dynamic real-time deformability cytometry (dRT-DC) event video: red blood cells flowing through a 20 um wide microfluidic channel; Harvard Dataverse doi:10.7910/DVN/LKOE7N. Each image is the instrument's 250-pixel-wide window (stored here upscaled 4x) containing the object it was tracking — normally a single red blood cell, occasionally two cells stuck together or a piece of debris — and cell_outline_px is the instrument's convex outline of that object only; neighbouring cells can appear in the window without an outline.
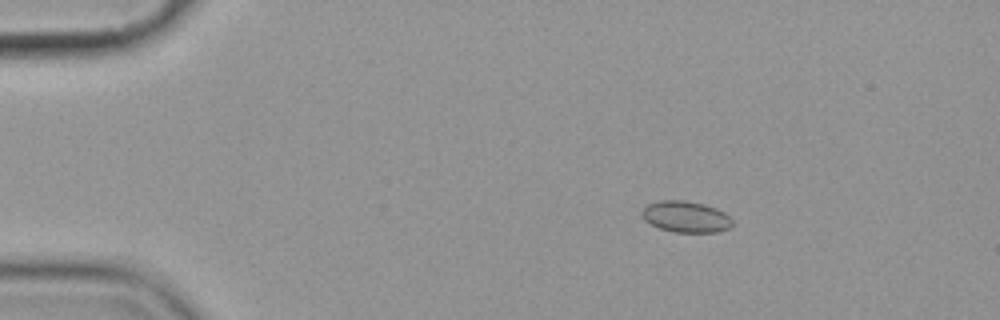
{"species": "common noctule bat (a hibernating species)", "species_latin": "Nyctalus noctula", "temperature_condition": "cold", "stored_images_in_passage": 4, "camera_frame_rate_fps": 3000, "um_per_image_px": 0.085, "animal": {"sex": "female", "body_mass_g": 19.9}, "frame": {"image": 1, "passage_image": 2, "time_ms": 1.0, "image_size_px": [1000, 320], "cell_outline_px": [[732, 224], [728, 228], [720, 232], [676, 232], [660, 228], [644, 220], [640, 212], [648, 204], [660, 200], [684, 200], [704, 204], [716, 208], [724, 212], [732, 220]], "centroid_in_image_um": [58.29, 18.42], "position_along_channel_um": 26.7, "area_um2": 16.42}}
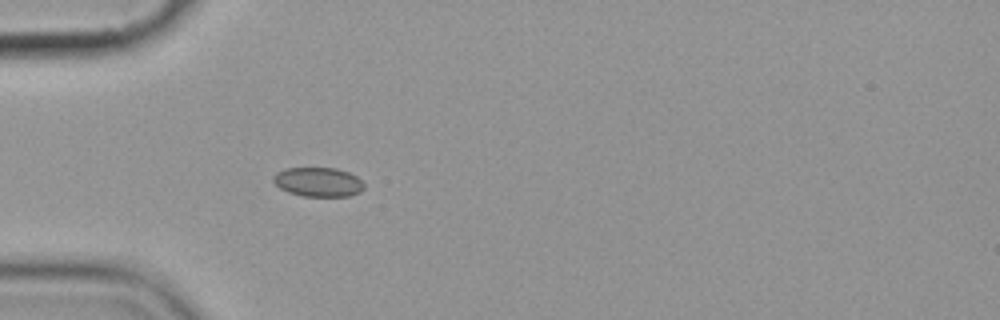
{"frame": {"image": 2, "passage_image": 4, "time_ms": 3.667, "image_size_px": [1000, 320], "cell_outline_px": [[364, 188], [360, 192], [348, 196], [304, 196], [288, 192], [280, 188], [272, 180], [272, 176], [276, 172], [284, 168], [336, 168], [348, 172], [356, 176], [364, 184]], "centroid_in_image_um": [27.03, 15.46], "position_along_channel_um": 58.0, "area_um2": 15.49}}